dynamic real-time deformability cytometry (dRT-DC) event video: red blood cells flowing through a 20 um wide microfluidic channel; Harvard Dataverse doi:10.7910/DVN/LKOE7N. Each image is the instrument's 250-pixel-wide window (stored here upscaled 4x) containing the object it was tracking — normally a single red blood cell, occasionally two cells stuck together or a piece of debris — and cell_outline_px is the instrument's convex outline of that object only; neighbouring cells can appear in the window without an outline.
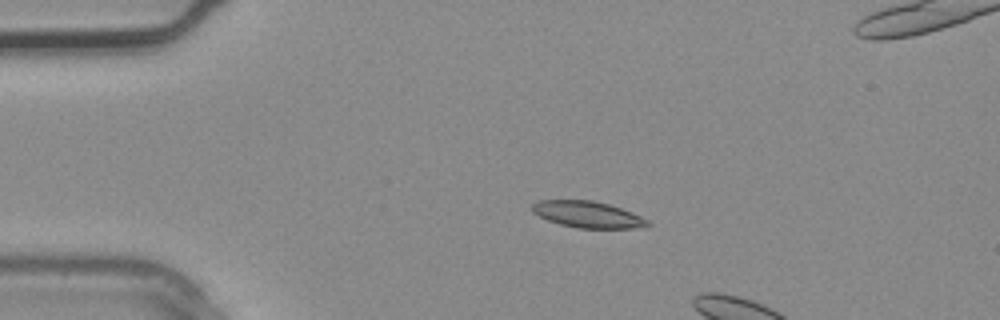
{"species": "common noctule bat (a hibernating species)", "species_latin": "Nyctalus noctula", "temperature_condition": "warm", "stored_images_in_passage": 4, "camera_frame_rate_fps": 3000, "um_per_image_px": 0.085, "animal": {"sex": "male", "body_mass_g": 20.4}, "frame": {"image": 1, "passage_image": 1, "time_ms": 0.0, "image_size_px": [1000, 320], "cell_outline_px": [[652, 224], [636, 228], [576, 228], [560, 224], [548, 220], [532, 212], [532, 204], [540, 200], [592, 200], [608, 204], [632, 212], [648, 220]], "centroid_in_image_um": [49.95, 18.23], "position_along_channel_um": 35.1, "area_um2": 17.69}}